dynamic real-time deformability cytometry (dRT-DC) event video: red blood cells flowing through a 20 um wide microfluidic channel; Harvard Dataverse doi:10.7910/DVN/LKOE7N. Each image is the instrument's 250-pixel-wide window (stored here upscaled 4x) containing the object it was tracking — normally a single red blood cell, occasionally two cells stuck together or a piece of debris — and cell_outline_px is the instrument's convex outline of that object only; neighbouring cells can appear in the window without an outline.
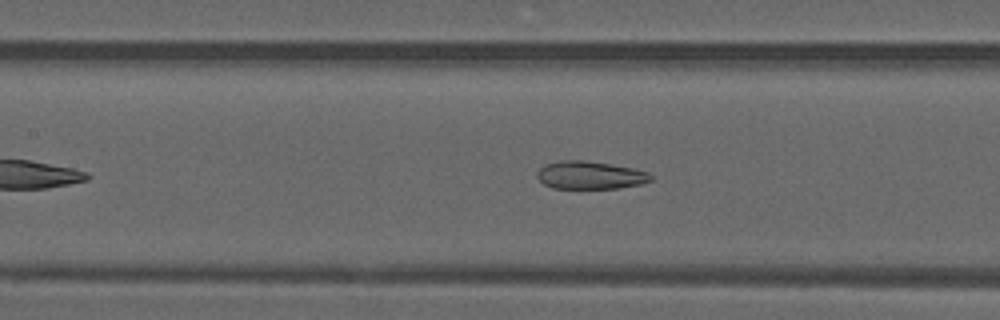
{"species": "common noctule bat (a hibernating species)", "species_latin": "Nyctalus noctula", "temperature_condition": "warm", "stored_images_in_passage": 41, "camera_frame_rate_fps": 3000, "um_per_image_px": 0.085, "animal": {"sex": "male", "forearm_length_mm": 52.5}, "frame": {"image": 1, "passage_image": 14, "time_ms": 4.333, "image_size_px": [1000, 320], "cell_outline_px": [[652, 180], [640, 184], [620, 188], [552, 188], [544, 184], [536, 176], [536, 172], [544, 164], [556, 160], [584, 160], [632, 168], [648, 172], [652, 176]], "centroid_in_image_um": [50.11, 14.88], "position_along_channel_um": 157.3, "area_um2": 18.5}}
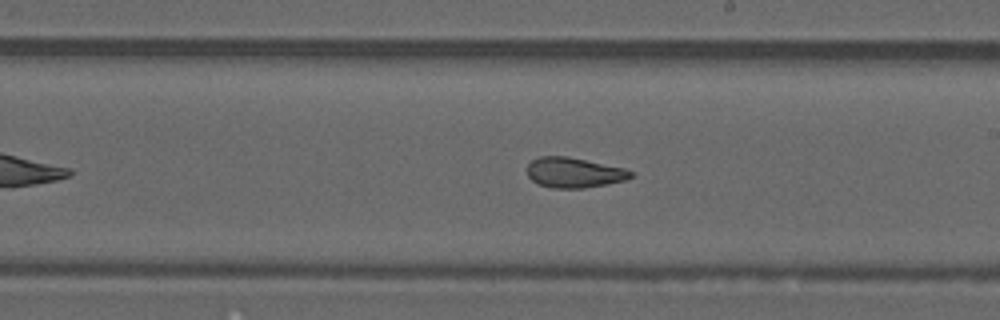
{"frame": {"image": 2, "passage_image": 20, "time_ms": 6.333, "image_size_px": [1000, 320], "cell_outline_px": [[632, 176], [624, 180], [608, 184], [584, 188], [552, 188], [540, 184], [532, 180], [528, 176], [528, 164], [532, 160], [540, 156], [568, 156], [624, 168], [632, 172]], "centroid_in_image_um": [48.78, 14.67], "position_along_channel_um": 240.2, "area_um2": 18.09}}
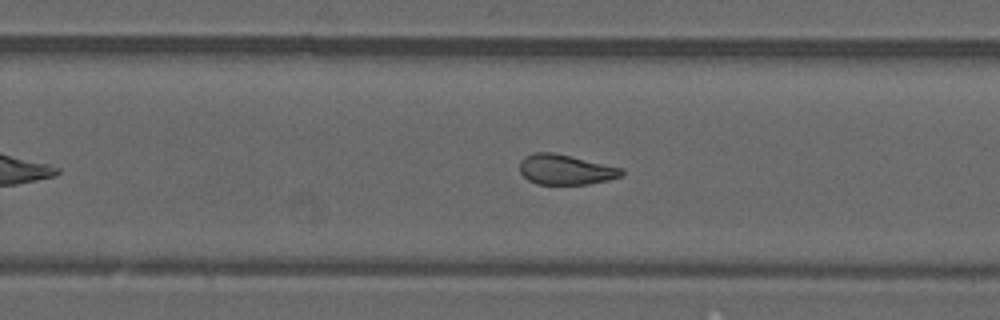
{"frame": {"image": 3, "passage_image": 23, "time_ms": 7.333, "image_size_px": [1000, 320], "cell_outline_px": [[624, 172], [620, 176], [608, 180], [588, 184], [536, 184], [528, 180], [520, 172], [520, 160], [524, 156], [536, 152], [552, 152], [624, 168]], "centroid_in_image_um": [48.06, 14.41], "position_along_channel_um": 281.7, "area_um2": 17.86}, "authors_computed_cell_mechanics": {"area_um2": 19.4786, "velocity_mm_per_s": 4.17, "shape_relaxation_time_tau1_ms": null, "shape_relaxation_time_tau2_ms": 1.7542, "deformation_change_tau1": null, "deformation_change_tau2": 0.0775}}